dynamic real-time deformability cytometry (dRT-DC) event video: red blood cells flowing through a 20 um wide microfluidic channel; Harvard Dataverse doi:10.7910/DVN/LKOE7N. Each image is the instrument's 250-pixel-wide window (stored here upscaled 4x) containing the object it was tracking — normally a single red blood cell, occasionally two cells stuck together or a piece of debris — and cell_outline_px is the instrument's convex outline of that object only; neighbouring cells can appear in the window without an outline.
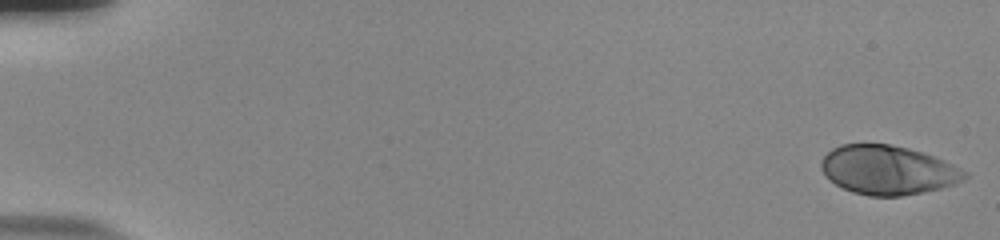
{"species": "human", "species_latin": "Homo sapiens", "temperature_condition": "room temperature", "stored_images_in_passage": 55, "camera_frame_rate_fps": 3000, "um_per_image_px": 0.085, "donor": {"sex": "male"}, "frame": {"image": 1, "passage_image": 1, "time_ms": 0.0, "image_size_px": [1000, 240], "cell_outline_px": [[968, 176], [964, 180], [940, 188], [924, 192], [900, 196], [868, 196], [852, 192], [836, 184], [820, 168], [820, 160], [832, 148], [840, 144], [888, 144], [908, 148], [932, 156], [952, 164], [968, 172]], "centroid_in_image_um": [75.46, 14.45], "position_along_channel_um": 9.5, "area_um2": 40.75}}
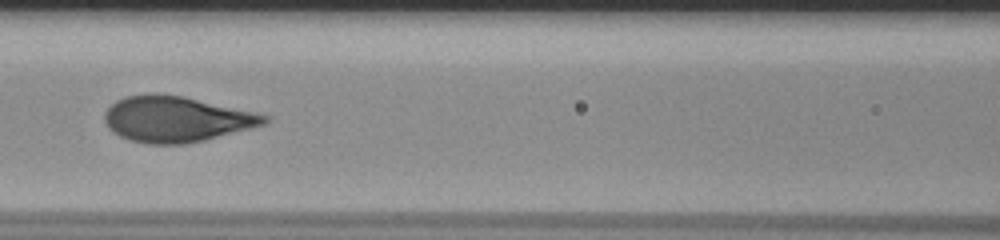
{"frame": {"image": 2, "passage_image": 26, "time_ms": 8.333, "image_size_px": [1000, 240], "cell_outline_px": [[268, 120], [264, 124], [204, 140], [184, 144], [148, 144], [128, 140], [120, 136], [108, 128], [104, 120], [104, 112], [116, 100], [128, 96], [152, 92], [184, 96], [252, 112], [268, 116]], "centroid_in_image_um": [14.9, 10.12], "position_along_channel_um": 151.7, "area_um2": 42.25}}
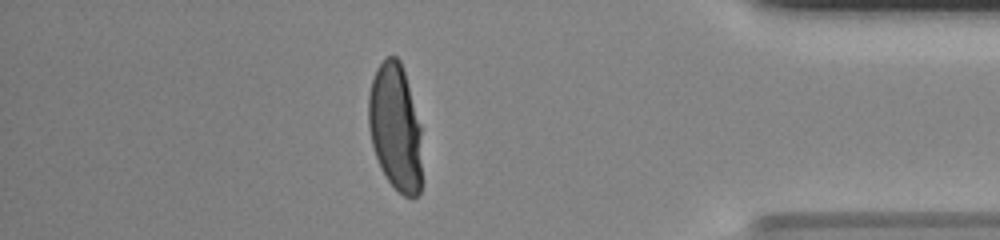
{"frame": {"image": 3, "passage_image": 48, "time_ms": 15.667, "image_size_px": [1000, 240], "cell_outline_px": [[420, 192], [416, 196], [404, 196], [388, 180], [380, 168], [372, 144], [368, 128], [368, 96], [372, 80], [376, 68], [388, 56], [396, 56], [400, 60], [404, 72], [420, 128]], "centroid_in_image_um": [33.56, 10.81], "position_along_channel_um": 401.6, "area_um2": 38.9}, "authors_computed_cell_mechanics": {"area_um2": 41.616, "velocity_mm_per_s": 3.8034, "shape_relaxation_time_tau1_ms": 4.9902, "shape_relaxation_time_tau2_ms": null, "deformation_change_tau1": 0.2303, "deformation_change_tau2": null}}